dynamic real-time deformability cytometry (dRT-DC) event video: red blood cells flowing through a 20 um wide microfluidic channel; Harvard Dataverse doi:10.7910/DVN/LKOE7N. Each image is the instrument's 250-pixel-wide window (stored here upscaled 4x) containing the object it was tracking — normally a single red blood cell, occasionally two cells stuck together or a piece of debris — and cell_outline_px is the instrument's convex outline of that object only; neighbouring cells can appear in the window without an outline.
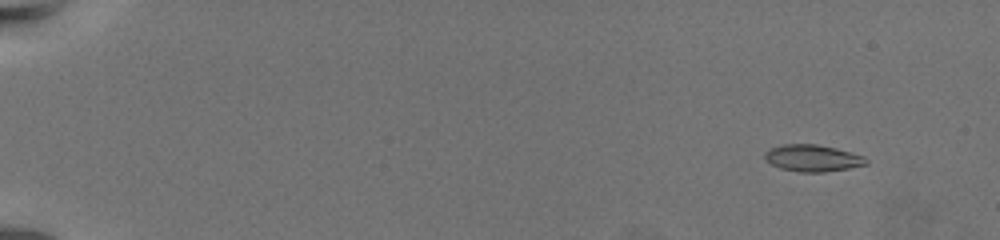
{"species": "common noctule bat (a hibernating species)", "species_latin": "Nyctalus noctula", "temperature_condition": "warm", "stored_images_in_passage": 65, "camera_frame_rate_fps": 3000, "um_per_image_px": 0.085, "animal": {"sex": "female", "body_mass_g": 19.5, "forearm_length_mm": 54.1}, "frame": {"image": 1, "passage_image": 7, "time_ms": 2.0, "image_size_px": [1000, 240], "cell_outline_px": [[868, 164], [848, 168], [824, 172], [800, 172], [780, 168], [764, 160], [764, 152], [768, 148], [784, 144], [816, 144], [836, 148], [864, 156], [868, 160]], "centroid_in_image_um": [69.04, 13.43], "position_along_channel_um": 16.0, "area_um2": 15.9}}
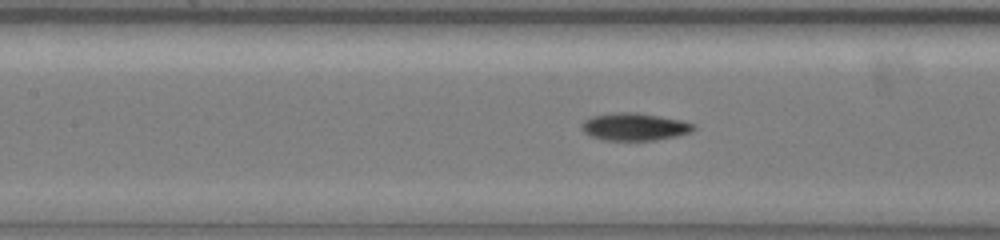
{"frame": {"image": 2, "passage_image": 34, "time_ms": 11.0, "image_size_px": [1000, 240], "cell_outline_px": [[696, 128], [692, 132], [676, 136], [656, 140], [604, 140], [592, 136], [584, 132], [580, 128], [584, 120], [592, 116], [616, 112], [636, 112], [680, 120], [692, 124]], "centroid_in_image_um": [53.91, 10.77], "position_along_channel_um": 153.5, "area_um2": 17.8}}
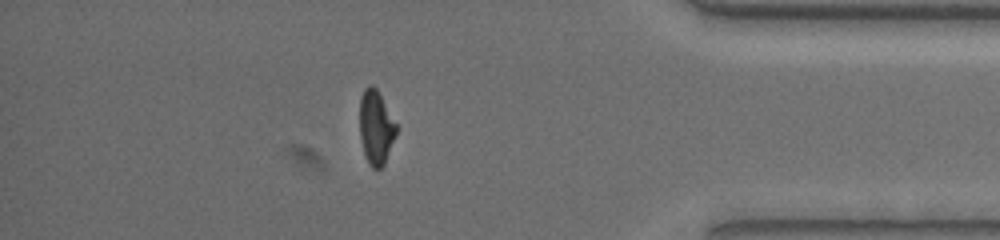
{"frame": {"image": 3, "passage_image": 58, "time_ms": 19.0, "image_size_px": [1000, 240], "cell_outline_px": [[396, 132], [384, 164], [380, 168], [372, 168], [368, 164], [360, 140], [360, 96], [364, 88], [368, 84], [372, 84], [376, 88], [396, 124]], "centroid_in_image_um": [31.92, 10.81], "position_along_channel_um": 403.3, "area_um2": 15.55}, "authors_computed_cell_mechanics": {"area_um2": 16.2996, "velocity_mm_per_s": 3.4392, "shape_relaxation_time_tau1_ms": 9.4811, "shape_relaxation_time_tau2_ms": 2.6577, "deformation_change_tau1": 0.2759, "deformation_change_tau2": 0.0824}}